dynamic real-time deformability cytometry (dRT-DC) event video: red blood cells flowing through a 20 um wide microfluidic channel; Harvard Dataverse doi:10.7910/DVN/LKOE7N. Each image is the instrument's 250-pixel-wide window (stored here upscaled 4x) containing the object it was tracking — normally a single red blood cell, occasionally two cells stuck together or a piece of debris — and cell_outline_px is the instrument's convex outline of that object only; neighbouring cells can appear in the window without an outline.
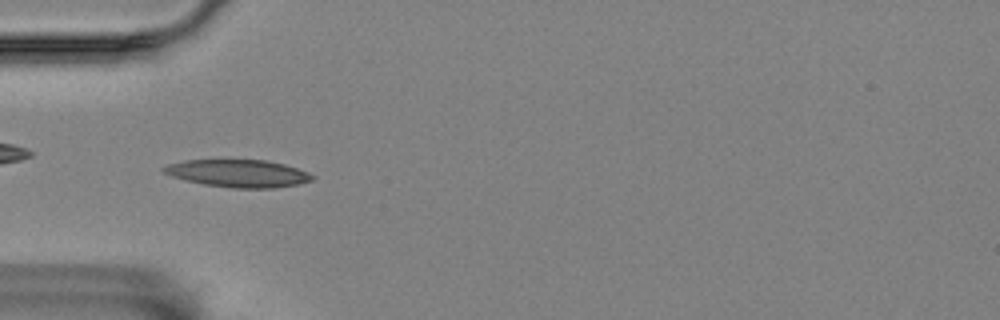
{"species": "Egyptian fruit bat (a non-hibernating species)", "species_latin": "Rousettus aegyptiacus", "temperature_condition": "room temperature", "stored_images_in_passage": 9, "camera_frame_rate_fps": 3000, "um_per_image_px": 0.085, "animal": {"sex": "female"}, "frame": {"image": 1, "passage_image": 5, "time_ms": 1.333, "image_size_px": [1000, 320], "cell_outline_px": [[316, 176], [312, 180], [296, 184], [276, 188], [232, 188], [204, 184], [172, 176], [164, 172], [160, 168], [168, 164], [184, 160], [264, 160], [284, 164], [308, 172]], "centroid_in_image_um": [20.25, 14.73], "position_along_channel_um": 64.7, "area_um2": 23.64}}
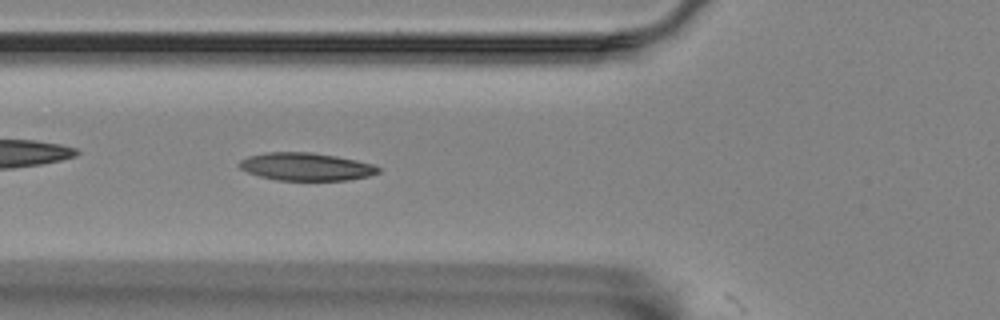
{"frame": {"image": 2, "passage_image": 8, "time_ms": 2.333, "image_size_px": [1000, 320], "cell_outline_px": [[380, 172], [368, 176], [348, 180], [276, 180], [260, 176], [248, 172], [240, 168], [236, 164], [240, 160], [248, 156], [264, 152], [312, 152], [336, 156], [356, 160], [372, 164], [380, 168]], "centroid_in_image_um": [25.98, 14.16], "position_along_channel_um": 99.8, "area_um2": 22.54}}